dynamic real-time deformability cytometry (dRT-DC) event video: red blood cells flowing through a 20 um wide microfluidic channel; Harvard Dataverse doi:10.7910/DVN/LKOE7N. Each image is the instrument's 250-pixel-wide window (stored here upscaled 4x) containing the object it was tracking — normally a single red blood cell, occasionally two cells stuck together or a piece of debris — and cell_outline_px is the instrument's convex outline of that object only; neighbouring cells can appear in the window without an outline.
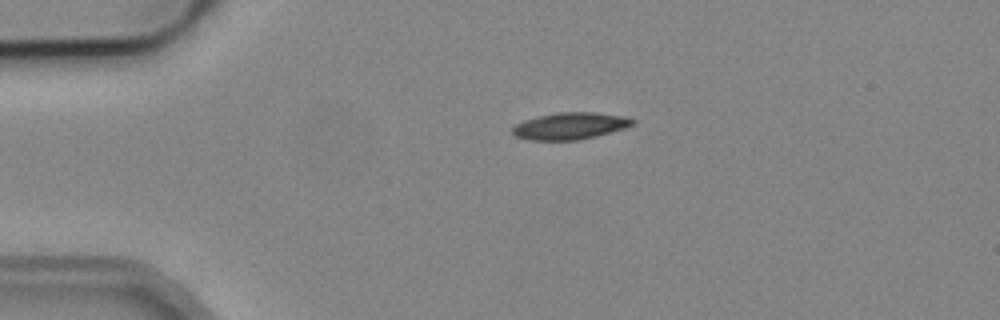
{"species": "common noctule bat (a hibernating species)", "species_latin": "Nyctalus noctula", "temperature_condition": "cold", "stored_images_in_passage": 2, "camera_frame_rate_fps": 3000, "um_per_image_px": 0.085, "animal": {"sex": "male", "body_mass_g": 19.2, "forearm_length_mm": 51.8}, "frame": {"image": 1, "passage_image": 1, "time_ms": 0.0, "image_size_px": [1000, 320], "cell_outline_px": [[636, 124], [624, 128], [596, 136], [580, 140], [528, 140], [516, 136], [512, 132], [512, 128], [516, 124], [524, 120], [536, 116], [556, 112], [592, 112], [624, 116], [636, 120]], "centroid_in_image_um": [48.46, 10.7], "position_along_channel_um": 36.5, "area_um2": 18.9}}